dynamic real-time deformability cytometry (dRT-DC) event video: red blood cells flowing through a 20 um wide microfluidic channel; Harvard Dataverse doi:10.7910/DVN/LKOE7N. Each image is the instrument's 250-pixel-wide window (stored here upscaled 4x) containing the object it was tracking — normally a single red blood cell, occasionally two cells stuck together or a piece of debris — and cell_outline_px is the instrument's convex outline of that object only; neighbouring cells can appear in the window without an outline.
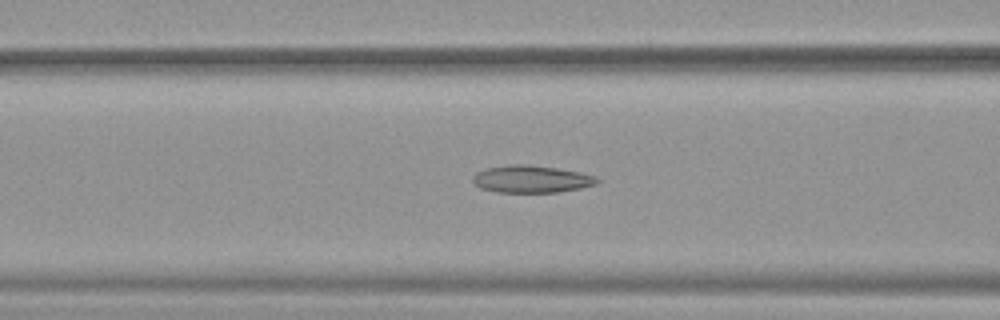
{"species": "common noctule bat (a hibernating species)", "species_latin": "Nyctalus noctula", "temperature_condition": "warm", "stored_images_in_passage": 52, "camera_frame_rate_fps": 3000, "um_per_image_px": 0.085, "animal": {"sex": "female", "body_mass_g": 19.9}, "frame": {"image": 1, "passage_image": 21, "time_ms": 6.667, "image_size_px": [1000, 320], "cell_outline_px": [[600, 180], [596, 184], [580, 188], [560, 192], [496, 192], [480, 188], [472, 180], [472, 176], [476, 172], [488, 168], [508, 164], [520, 164], [556, 168], [580, 172], [596, 176]], "centroid_in_image_um": [45.16, 15.22], "position_along_channel_um": 121.4, "area_um2": 19.71}}
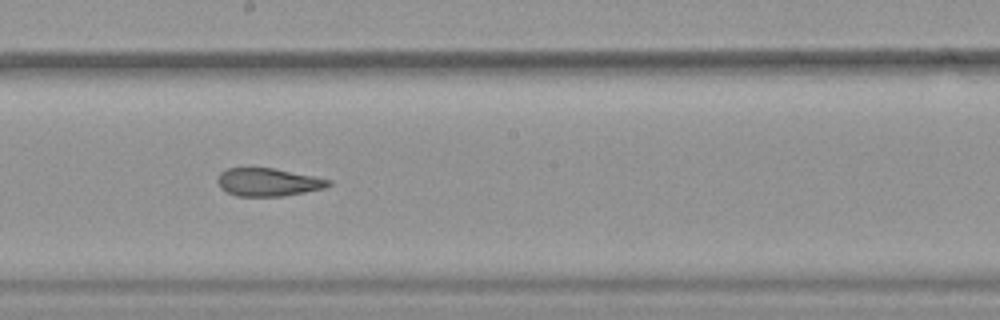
{"frame": {"image": 2, "passage_image": 29, "time_ms": 9.333, "image_size_px": [1000, 320], "cell_outline_px": [[332, 184], [324, 188], [284, 196], [236, 196], [220, 188], [216, 180], [220, 172], [228, 168], [272, 168], [332, 180]], "centroid_in_image_um": [22.76, 15.49], "position_along_channel_um": 225.4, "area_um2": 17.98}}
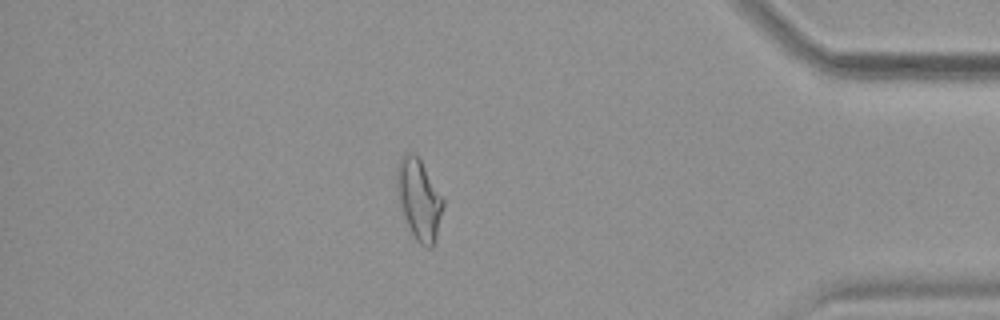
{"frame": {"image": 3, "passage_image": 45, "time_ms": 14.667, "image_size_px": [1000, 320], "cell_outline_px": [[444, 208], [436, 236], [432, 248], [428, 248], [420, 244], [416, 240], [404, 216], [400, 204], [396, 188], [396, 168], [404, 152], [412, 152], [420, 160], [444, 200]], "centroid_in_image_um": [35.61, 16.94], "position_along_channel_um": 399.6, "area_um2": 21.44}, "authors_computed_cell_mechanics": {"area_um2": 21.2126, "velocity_mm_per_s": 3.9058, "shape_relaxation_time_tau1_ms": null, "shape_relaxation_time_tau2_ms": 3.4693, "deformation_change_tau1": null, "deformation_change_tau2": 0.1175}}